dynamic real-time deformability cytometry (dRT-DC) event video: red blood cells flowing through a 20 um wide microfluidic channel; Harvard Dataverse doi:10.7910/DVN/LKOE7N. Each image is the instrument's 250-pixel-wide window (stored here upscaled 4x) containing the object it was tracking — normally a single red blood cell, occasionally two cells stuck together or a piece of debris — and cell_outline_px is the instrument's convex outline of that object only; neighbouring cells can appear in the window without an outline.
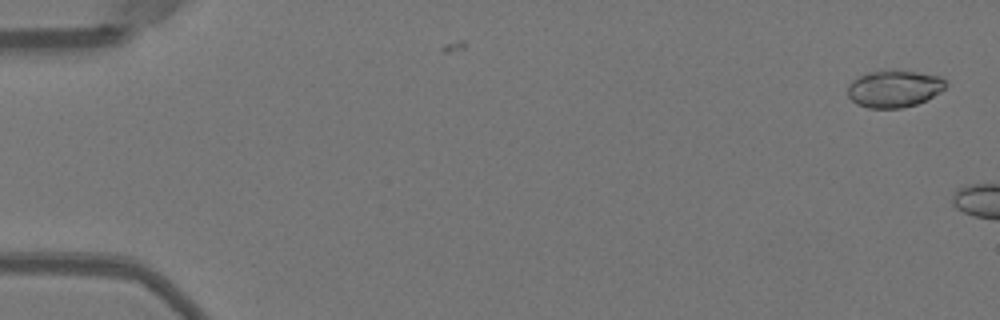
{"species": "Egyptian fruit bat (a non-hibernating species)", "species_latin": "Rousettus aegyptiacus", "temperature_condition": "warm", "stored_images_in_passage": 4, "camera_frame_rate_fps": 3000, "um_per_image_px": 0.085, "animal": {"sex": "female"}, "frame": {"image": 1, "passage_image": 1, "time_ms": 0.0, "image_size_px": [1000, 320], "cell_outline_px": [[948, 84], [940, 92], [916, 104], [900, 108], [868, 108], [856, 104], [848, 96], [848, 84], [852, 80], [868, 72], [916, 72], [940, 76], [948, 80]], "centroid_in_image_um": [76.0, 7.56], "position_along_channel_um": 9.0, "area_um2": 20.81}}